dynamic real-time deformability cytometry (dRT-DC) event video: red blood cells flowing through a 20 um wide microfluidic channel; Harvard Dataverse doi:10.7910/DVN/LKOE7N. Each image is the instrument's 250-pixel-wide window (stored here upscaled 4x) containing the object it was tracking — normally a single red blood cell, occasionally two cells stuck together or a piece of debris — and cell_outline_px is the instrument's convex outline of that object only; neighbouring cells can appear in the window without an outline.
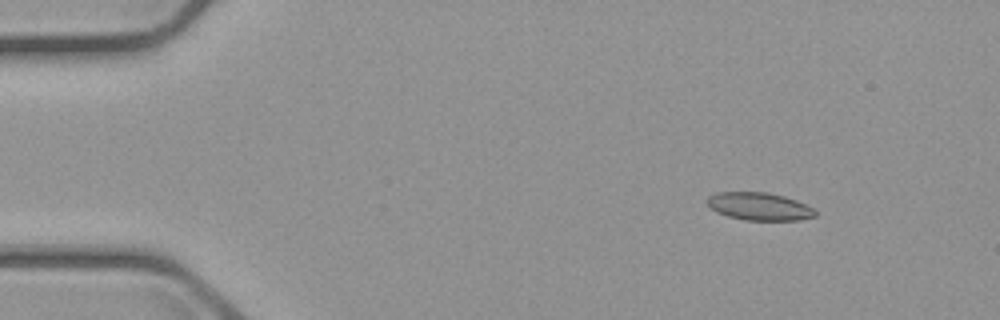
{"species": "common noctule bat (a hibernating species)", "species_latin": "Nyctalus noctula", "temperature_condition": "cold", "stored_images_in_passage": 7, "camera_frame_rate_fps": 3000, "um_per_image_px": 0.085, "animal": {"sex": "male", "body_mass_g": 23.1, "forearm_length_mm": 52.7}, "frame": {"image": 1, "passage_image": 1, "time_ms": 0.0, "image_size_px": [1000, 320], "cell_outline_px": [[816, 216], [800, 220], [744, 220], [728, 216], [716, 212], [704, 200], [708, 196], [716, 192], [768, 192], [784, 196], [796, 200], [812, 208], [816, 212]], "centroid_in_image_um": [64.51, 17.54], "position_along_channel_um": 20.5, "area_um2": 17.51}}
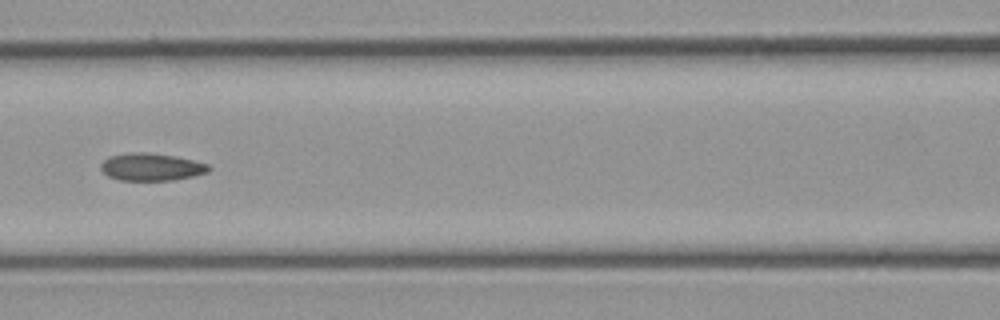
{"frame": {"image": 2, "passage_image": 6, "time_ms": 6.0, "image_size_px": [1000, 320], "cell_outline_px": [[212, 168], [208, 172], [192, 176], [172, 180], [120, 180], [108, 176], [100, 168], [100, 164], [108, 156], [132, 152], [140, 152], [172, 156], [192, 160], [208, 164]], "centroid_in_image_um": [12.84, 14.19], "position_along_channel_um": 153.8, "area_um2": 17.05}}
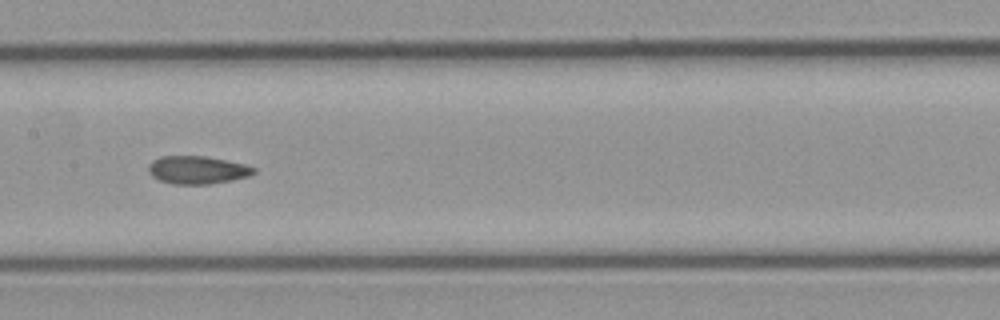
{"frame": {"image": 3, "passage_image": 7, "time_ms": 7.0, "image_size_px": [1000, 320], "cell_outline_px": [[256, 172], [248, 176], [232, 180], [208, 184], [172, 184], [160, 180], [152, 176], [148, 172], [148, 164], [152, 160], [160, 156], [204, 156], [244, 164], [256, 168]], "centroid_in_image_um": [16.74, 14.44], "position_along_channel_um": 190.7, "area_um2": 17.11}}